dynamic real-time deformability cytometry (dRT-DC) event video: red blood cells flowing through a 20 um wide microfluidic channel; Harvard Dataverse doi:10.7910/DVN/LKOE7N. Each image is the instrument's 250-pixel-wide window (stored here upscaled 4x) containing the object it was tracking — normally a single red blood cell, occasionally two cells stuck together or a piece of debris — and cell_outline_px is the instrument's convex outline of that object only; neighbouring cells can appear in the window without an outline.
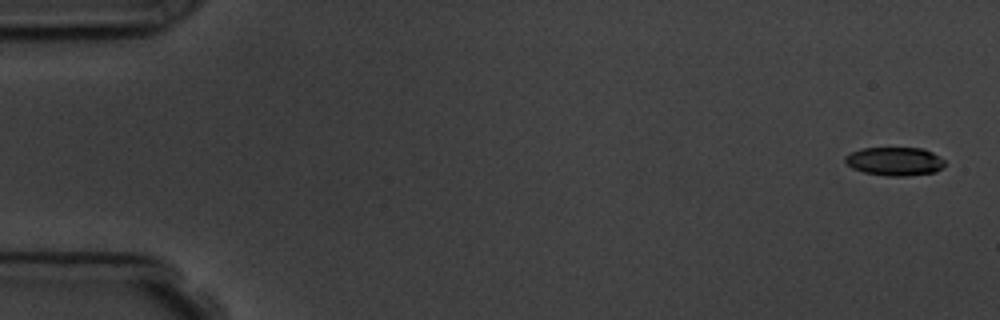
{"species": "common noctule bat (a hibernating species)", "species_latin": "Nyctalus noctula", "temperature_condition": "room temperature", "stored_images_in_passage": 5, "camera_frame_rate_fps": 3000, "um_per_image_px": 0.085, "animal": {"sex": "male", "body_mass_g": 19.5, "forearm_length_mm": 54.6}, "frame": {"image": 1, "passage_image": 1, "time_ms": 0.0, "image_size_px": [1000, 320], "cell_outline_px": [[944, 164], [936, 172], [904, 176], [888, 176], [864, 172], [852, 168], [844, 160], [844, 156], [860, 148], [924, 148], [940, 156], [944, 160]], "centroid_in_image_um": [76.05, 13.7], "position_along_channel_um": 9.0, "area_um2": 16.53}}
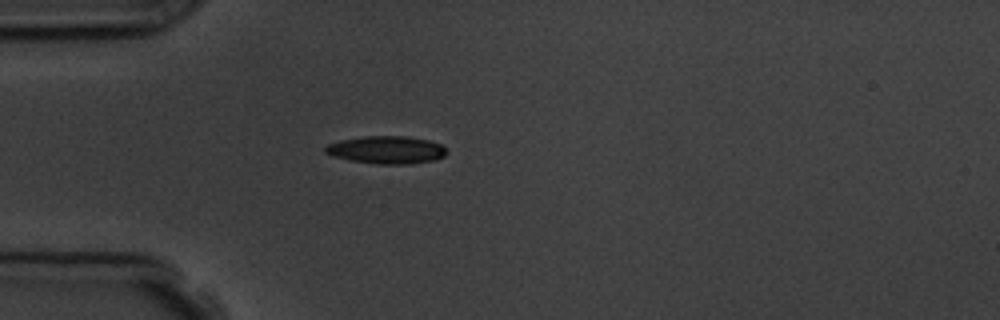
{"frame": {"image": 2, "passage_image": 5, "time_ms": 4.667, "image_size_px": [1000, 320], "cell_outline_px": [[448, 152], [444, 156], [436, 160], [408, 164], [376, 164], [348, 160], [332, 156], [324, 152], [324, 148], [328, 144], [340, 140], [364, 136], [404, 136], [428, 140], [440, 144]], "centroid_in_image_um": [32.83, 12.74], "position_along_channel_um": 52.2, "area_um2": 19.65}}